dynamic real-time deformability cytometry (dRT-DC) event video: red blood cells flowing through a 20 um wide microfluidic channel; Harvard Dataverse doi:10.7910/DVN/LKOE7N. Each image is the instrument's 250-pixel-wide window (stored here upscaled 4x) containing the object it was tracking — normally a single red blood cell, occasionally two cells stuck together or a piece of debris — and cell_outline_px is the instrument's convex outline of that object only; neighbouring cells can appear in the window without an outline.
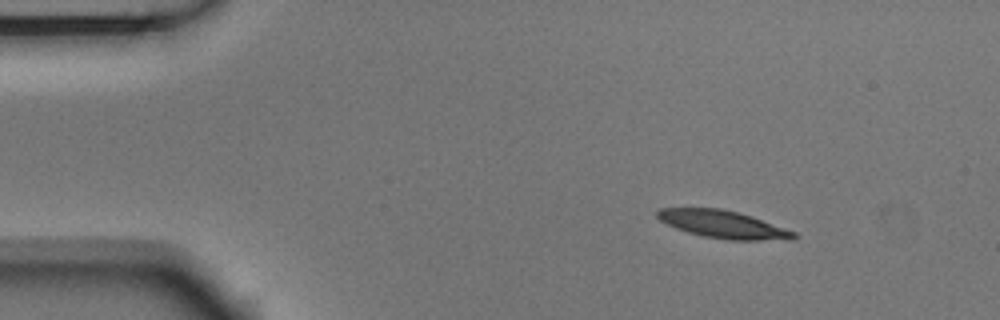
{"species": "Egyptian fruit bat (a non-hibernating species)", "species_latin": "Rousettus aegyptiacus", "temperature_condition": "room temperature", "stored_images_in_passage": 4, "segment_of_instrument_passage": [1, 2], "camera_frame_rate_fps": 3000, "um_per_image_px": 0.085, "animal": {"sex": "male"}, "frame": {"image": 1, "passage_image": 1, "time_ms": 0.0, "image_size_px": [1000, 320], "cell_outline_px": [[796, 236], [792, 240], [728, 240], [704, 236], [688, 232], [676, 228], [660, 220], [656, 216], [656, 212], [660, 208], [720, 208], [740, 212], [752, 216], [796, 232]], "centroid_in_image_um": [61.48, 19.07], "position_along_channel_um": 23.5, "area_um2": 21.96}}